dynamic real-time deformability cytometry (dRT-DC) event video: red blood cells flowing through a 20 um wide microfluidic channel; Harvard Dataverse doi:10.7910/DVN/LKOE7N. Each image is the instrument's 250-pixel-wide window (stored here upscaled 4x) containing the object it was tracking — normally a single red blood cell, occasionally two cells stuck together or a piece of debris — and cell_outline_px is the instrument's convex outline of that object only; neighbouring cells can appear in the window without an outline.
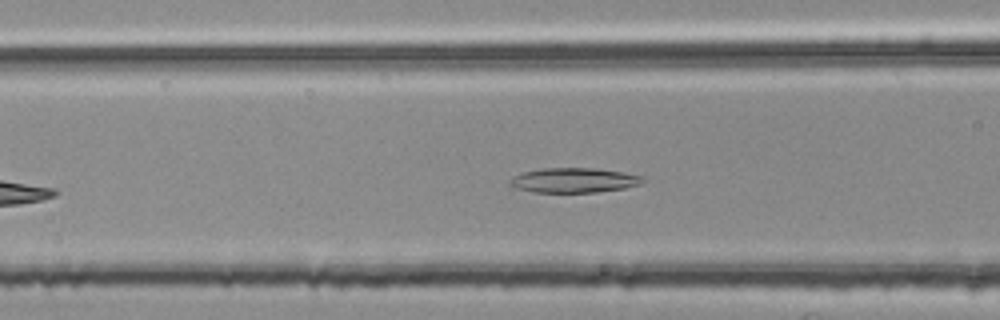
{"species": "common noctule bat (a hibernating species)", "species_latin": "Nyctalus noctula", "temperature_condition": "room temperature", "stored_images_in_passage": 3, "camera_frame_rate_fps": 3000, "um_per_image_px": 0.085, "animal": {"sex": "female", "body_mass_g": 25.1}, "frame": {"image": 1, "passage_image": 3, "time_ms": 0.667, "image_size_px": [1000, 320], "cell_outline_px": [[648, 180], [640, 184], [624, 188], [596, 192], [532, 192], [516, 188], [508, 184], [508, 180], [512, 176], [524, 172], [544, 168], [596, 168], [624, 172], [644, 176]], "centroid_in_image_um": [48.8, 15.32], "position_along_channel_um": 117.8, "area_um2": 19.36}}